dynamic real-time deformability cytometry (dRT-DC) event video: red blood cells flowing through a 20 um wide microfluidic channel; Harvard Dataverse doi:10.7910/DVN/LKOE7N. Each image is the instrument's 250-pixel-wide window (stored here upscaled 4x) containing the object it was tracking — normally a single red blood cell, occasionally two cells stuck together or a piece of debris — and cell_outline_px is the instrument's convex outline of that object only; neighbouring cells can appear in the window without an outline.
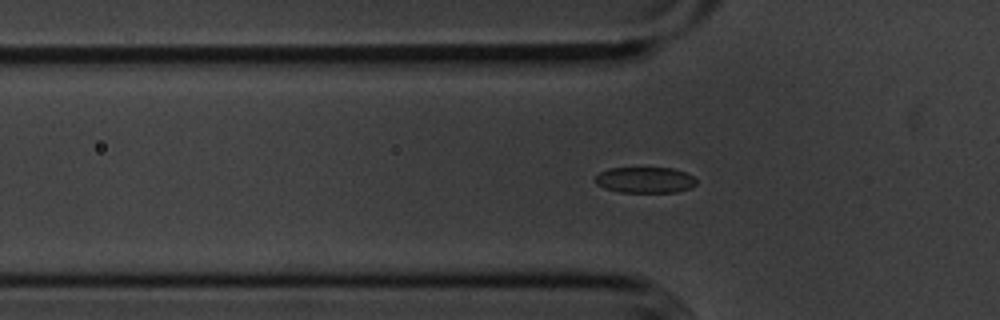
{"species": "common noctule bat (a hibernating species)", "species_latin": "Nyctalus noctula", "temperature_condition": "cold", "stored_images_in_passage": 52, "camera_frame_rate_fps": 3000, "um_per_image_px": 0.085, "animal": {"sex": "male", "body_mass_g": 20.1, "forearm_length_mm": 53.5}, "frame": {"image": 1, "passage_image": 13, "time_ms": 4.0, "image_size_px": [1000, 320], "cell_outline_px": [[696, 184], [692, 188], [676, 192], [620, 192], [604, 188], [596, 184], [596, 176], [600, 172], [608, 168], [672, 168], [684, 172], [692, 176], [696, 180]], "centroid_in_image_um": [54.83, 15.3], "position_along_channel_um": 71.0, "area_um2": 15.26}}
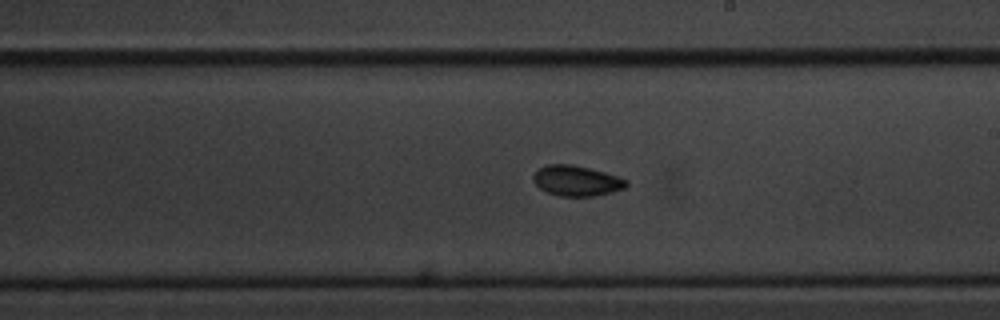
{"frame": {"image": 2, "passage_image": 27, "time_ms": 8.667, "image_size_px": [1000, 320], "cell_outline_px": [[628, 184], [624, 188], [612, 192], [592, 196], [560, 196], [544, 192], [532, 180], [532, 176], [540, 168], [548, 164], [572, 164], [604, 172], [628, 180]], "centroid_in_image_um": [48.98, 15.37], "position_along_channel_um": 240.0, "area_um2": 16.42}}
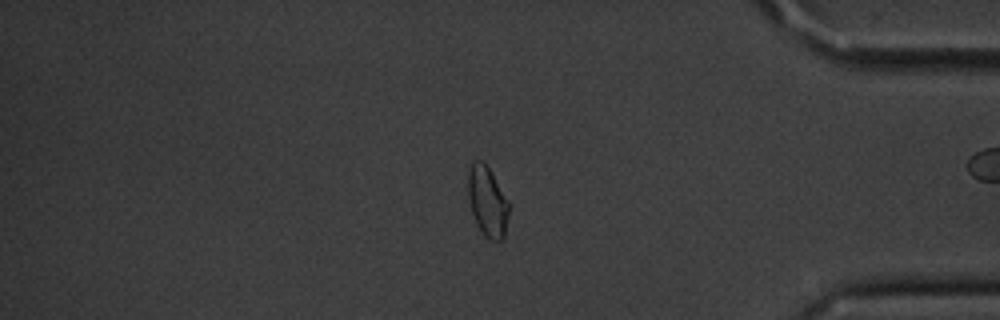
{"frame": {"image": 3, "passage_image": 42, "time_ms": 13.667, "image_size_px": [1000, 320], "cell_outline_px": [[508, 216], [504, 240], [492, 240], [484, 236], [476, 224], [472, 212], [468, 196], [468, 172], [472, 164], [476, 160], [480, 160], [488, 168], [508, 200]], "centroid_in_image_um": [41.43, 17.17], "position_along_channel_um": 393.8, "area_um2": 16.42}, "authors_computed_cell_mechanics": {"area_um2": 16.5308, "velocity_mm_per_s": 3.6072, "shape_relaxation_time_tau1_ms": 2.2307, "shape_relaxation_time_tau2_ms": 8.4807, "deformation_change_tau1": 0.0418, "deformation_change_tau2": 0.1001}}